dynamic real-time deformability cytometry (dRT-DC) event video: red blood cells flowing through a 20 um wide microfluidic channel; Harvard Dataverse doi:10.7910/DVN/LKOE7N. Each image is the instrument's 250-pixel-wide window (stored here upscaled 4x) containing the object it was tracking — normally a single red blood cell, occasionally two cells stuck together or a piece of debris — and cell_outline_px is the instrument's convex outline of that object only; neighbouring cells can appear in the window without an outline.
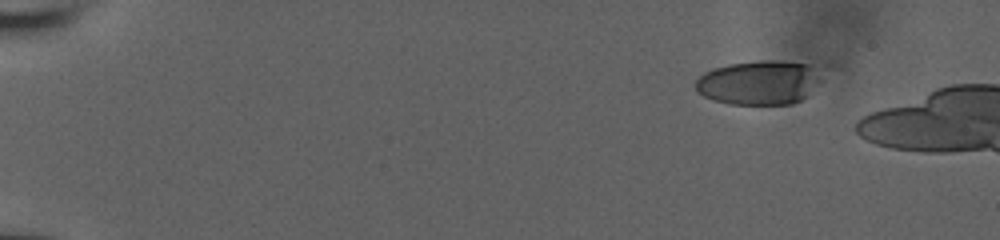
{"species": "human", "species_latin": "Homo sapiens", "temperature_condition": "room temperature", "stored_images_in_passage": 11, "camera_frame_rate_fps": 3000, "um_per_image_px": 0.085, "donor": {"sex": "male"}, "frame": {"image": 1, "passage_image": 1, "time_ms": 0.0, "image_size_px": [1000, 240], "cell_outline_px": [[820, 80], [808, 96], [792, 104], [728, 104], [712, 100], [696, 92], [692, 84], [704, 72], [712, 68], [728, 64], [760, 60], [772, 60], [808, 64]], "centroid_in_image_um": [64.4, 7.03], "position_along_channel_um": 20.6, "area_um2": 32.37}}